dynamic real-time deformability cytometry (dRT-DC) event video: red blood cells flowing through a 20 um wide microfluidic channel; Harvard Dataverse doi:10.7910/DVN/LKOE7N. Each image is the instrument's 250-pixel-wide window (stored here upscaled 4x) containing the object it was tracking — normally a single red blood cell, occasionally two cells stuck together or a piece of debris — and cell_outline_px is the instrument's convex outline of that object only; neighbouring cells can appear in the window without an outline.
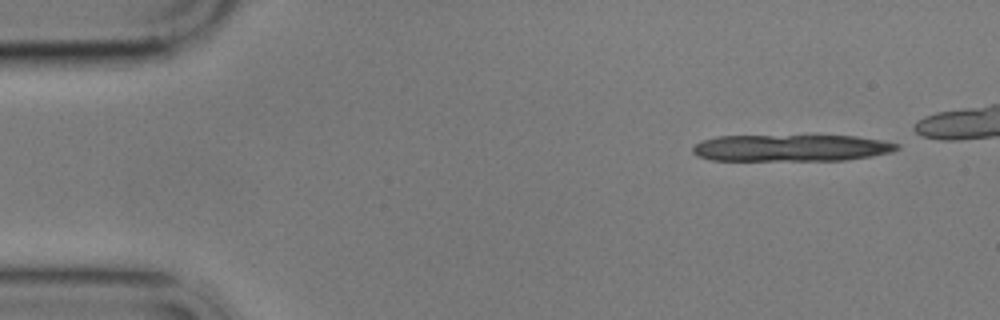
{"species": "common noctule bat (a hibernating species)", "species_latin": "Nyctalus noctula", "temperature_condition": "cold", "stored_images_in_passage": 12, "segment_of_instrument_passage": [1, 2], "camera_frame_rate_fps": 3000, "um_per_image_px": 0.085, "animal": {"sex": "male", "body_mass_g": 17.9}, "frame": {"image": 1, "passage_image": 1, "time_ms": 0.0, "image_size_px": [1000, 320], "cell_outline_px": [[900, 148], [892, 152], [872, 156], [844, 160], [712, 160], [696, 156], [692, 152], [692, 148], [700, 140], [716, 136], [856, 136], [880, 140], [900, 144]], "centroid_in_image_um": [67.23, 12.57], "position_along_channel_um": 17.8, "area_um2": 31.91}}